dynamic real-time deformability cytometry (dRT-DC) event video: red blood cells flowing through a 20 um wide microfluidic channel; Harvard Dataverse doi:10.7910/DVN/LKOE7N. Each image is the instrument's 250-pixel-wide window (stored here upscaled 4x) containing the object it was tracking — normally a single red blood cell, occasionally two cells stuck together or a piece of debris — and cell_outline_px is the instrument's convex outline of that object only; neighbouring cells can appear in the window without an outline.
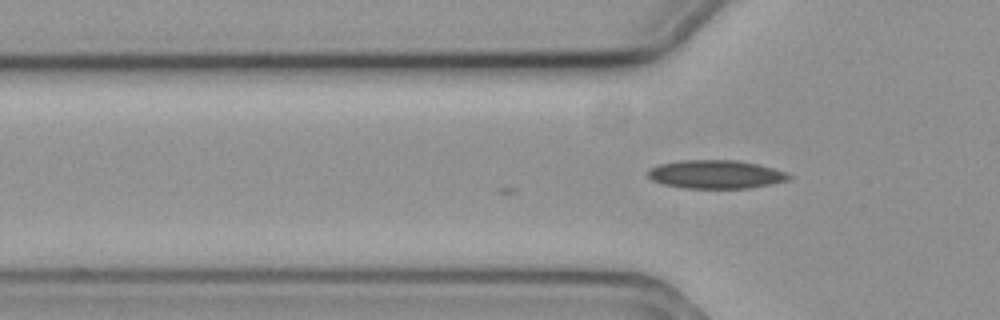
{"species": "common noctule bat (a hibernating species)", "species_latin": "Nyctalus noctula", "temperature_condition": "cold", "stored_images_in_passage": 3, "camera_frame_rate_fps": 3000, "um_per_image_px": 0.085, "animal": {"sex": "female", "body_mass_g": 19.3, "forearm_length_mm": 54.1}, "frame": {"image": 1, "passage_image": 3, "time_ms": 0.667, "image_size_px": [1000, 320], "cell_outline_px": [[792, 180], [752, 188], [684, 188], [664, 184], [652, 180], [648, 176], [648, 172], [652, 168], [660, 164], [680, 160], [736, 160], [756, 164], [772, 168], [784, 172], [792, 176]], "centroid_in_image_um": [60.88, 14.83], "position_along_channel_um": 64.9, "area_um2": 23.29}}